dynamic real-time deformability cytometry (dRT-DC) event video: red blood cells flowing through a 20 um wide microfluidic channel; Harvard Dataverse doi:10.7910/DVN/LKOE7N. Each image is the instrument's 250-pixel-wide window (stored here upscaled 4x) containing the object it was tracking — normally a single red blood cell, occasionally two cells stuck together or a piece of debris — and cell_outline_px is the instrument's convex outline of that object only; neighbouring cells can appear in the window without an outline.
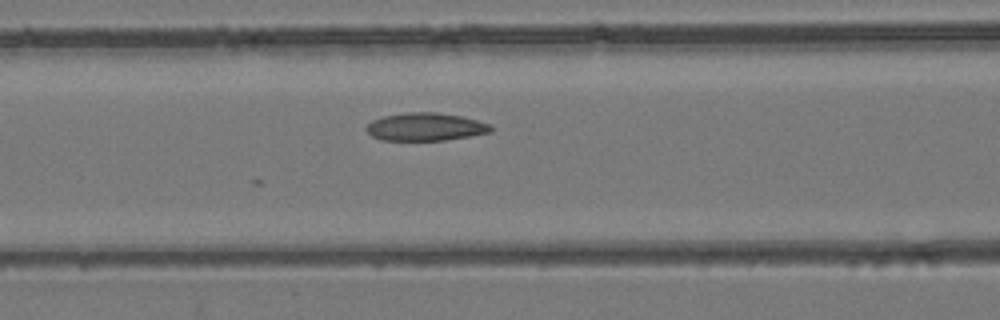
{"species": "common noctule bat (a hibernating species)", "species_latin": "Nyctalus noctula", "temperature_condition": "room temperature", "stored_images_in_passage": 20, "camera_frame_rate_fps": 3000, "um_per_image_px": 0.085, "animal": {"sex": "female", "body_mass_g": 24.6, "forearm_length_mm": 56.2}, "frame": {"image": 1, "passage_image": 20, "time_ms": 6.333, "image_size_px": [1000, 320], "cell_outline_px": [[492, 132], [472, 136], [448, 140], [380, 140], [372, 136], [364, 128], [372, 120], [384, 116], [408, 112], [436, 112], [460, 116], [476, 120], [488, 124], [492, 128]], "centroid_in_image_um": [36.15, 10.79], "position_along_channel_um": 130.4, "area_um2": 20.23}}